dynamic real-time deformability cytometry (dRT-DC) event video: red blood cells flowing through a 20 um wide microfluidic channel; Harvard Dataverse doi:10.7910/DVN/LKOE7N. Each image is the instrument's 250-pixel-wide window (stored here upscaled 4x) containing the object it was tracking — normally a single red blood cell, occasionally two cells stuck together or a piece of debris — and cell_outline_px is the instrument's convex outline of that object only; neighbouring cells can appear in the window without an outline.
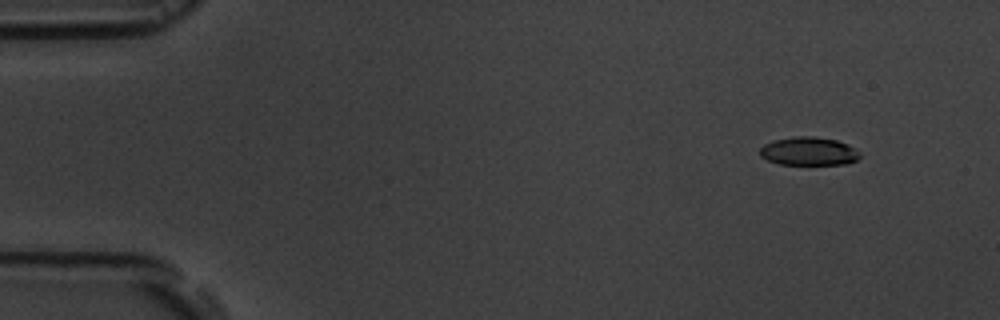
{"species": "common noctule bat (a hibernating species)", "species_latin": "Nyctalus noctula", "temperature_condition": "room temperature", "stored_images_in_passage": 5, "camera_frame_rate_fps": 3000, "um_per_image_px": 0.085, "animal": {"sex": "male", "body_mass_g": 19.5, "forearm_length_mm": 54.6}, "frame": {"image": 1, "passage_image": 2, "time_ms": 1.0, "image_size_px": [1000, 320], "cell_outline_px": [[860, 156], [856, 160], [848, 164], [780, 164], [768, 160], [760, 156], [760, 148], [764, 144], [772, 140], [796, 136], [812, 136], [836, 140], [848, 144], [856, 148], [860, 152]], "centroid_in_image_um": [68.75, 12.85], "position_along_channel_um": 16.2, "area_um2": 16.59}}
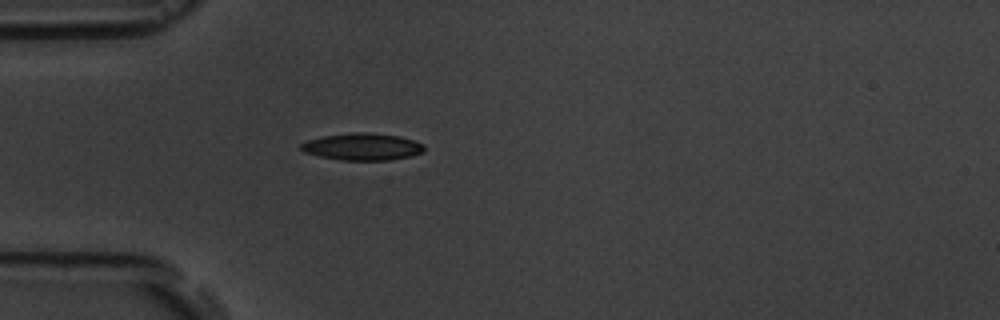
{"frame": {"image": 2, "passage_image": 5, "time_ms": 4.667, "image_size_px": [1000, 320], "cell_outline_px": [[424, 152], [392, 160], [340, 160], [320, 156], [304, 152], [300, 148], [300, 144], [308, 140], [324, 136], [352, 132], [368, 132], [400, 136], [424, 144]], "centroid_in_image_um": [30.81, 12.47], "position_along_channel_um": 54.2, "area_um2": 19.36}}